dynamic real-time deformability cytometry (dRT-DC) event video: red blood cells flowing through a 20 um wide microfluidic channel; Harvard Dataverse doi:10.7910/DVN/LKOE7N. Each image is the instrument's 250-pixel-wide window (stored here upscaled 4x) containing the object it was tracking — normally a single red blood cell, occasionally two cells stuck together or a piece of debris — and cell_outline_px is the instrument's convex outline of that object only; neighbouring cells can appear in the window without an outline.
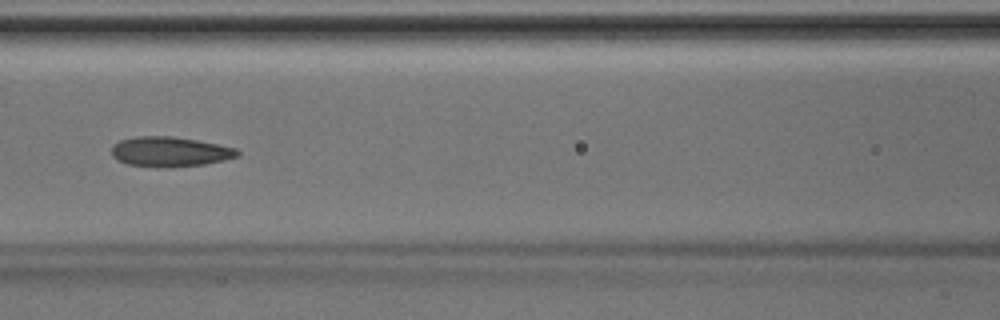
{"species": "Egyptian fruit bat (a non-hibernating species)", "species_latin": "Rousettus aegyptiacus", "temperature_condition": "room temperature", "stored_images_in_passage": 44, "camera_frame_rate_fps": 3000, "um_per_image_px": 0.085, "animal": {"sex": "male"}, "frame": {"image": 1, "passage_image": 19, "time_ms": 6.0, "image_size_px": [1000, 320], "cell_outline_px": [[240, 156], [224, 160], [204, 164], [168, 168], [156, 168], [128, 164], [116, 160], [112, 156], [112, 144], [120, 140], [136, 136], [172, 136], [220, 144], [236, 148], [240, 152]], "centroid_in_image_um": [14.44, 12.9], "position_along_channel_um": 152.2, "area_um2": 22.31}}